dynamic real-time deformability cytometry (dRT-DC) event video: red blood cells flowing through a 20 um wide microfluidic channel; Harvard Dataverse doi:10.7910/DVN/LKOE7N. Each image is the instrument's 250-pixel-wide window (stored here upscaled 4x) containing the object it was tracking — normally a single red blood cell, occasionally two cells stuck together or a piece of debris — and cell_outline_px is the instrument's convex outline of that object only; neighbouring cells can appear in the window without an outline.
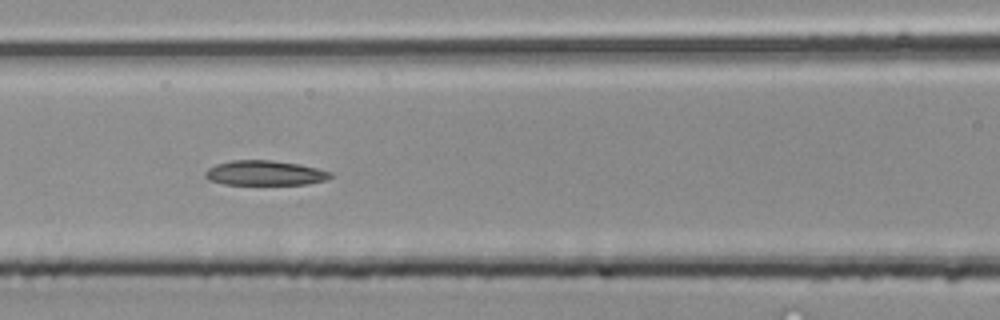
{"species": "common noctule bat (a hibernating species)", "species_latin": "Nyctalus noctula", "temperature_condition": "room temperature", "stored_images_in_passage": 20, "camera_frame_rate_fps": 3000, "um_per_image_px": 0.085, "animal": {"sex": "male", "body_mass_g": 20.4}, "frame": {"image": 1, "passage_image": 15, "time_ms": 4.667, "image_size_px": [1000, 320], "cell_outline_px": [[332, 176], [328, 180], [308, 184], [224, 184], [208, 180], [204, 176], [204, 172], [208, 168], [216, 164], [232, 160], [272, 160], [300, 164], [332, 172]], "centroid_in_image_um": [22.51, 14.7], "position_along_channel_um": 144.1, "area_um2": 18.21}}
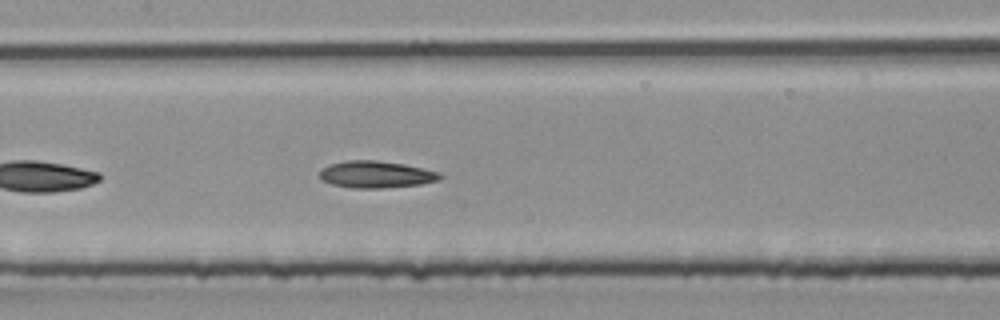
{"frame": {"image": 2, "passage_image": 17, "time_ms": 5.333, "image_size_px": [1000, 320], "cell_outline_px": [[444, 176], [440, 180], [420, 184], [380, 188], [352, 188], [332, 184], [320, 180], [320, 168], [328, 164], [348, 160], [376, 160], [404, 164], [440, 172]], "centroid_in_image_um": [31.95, 14.82], "position_along_channel_um": 175.5, "area_um2": 19.02}}